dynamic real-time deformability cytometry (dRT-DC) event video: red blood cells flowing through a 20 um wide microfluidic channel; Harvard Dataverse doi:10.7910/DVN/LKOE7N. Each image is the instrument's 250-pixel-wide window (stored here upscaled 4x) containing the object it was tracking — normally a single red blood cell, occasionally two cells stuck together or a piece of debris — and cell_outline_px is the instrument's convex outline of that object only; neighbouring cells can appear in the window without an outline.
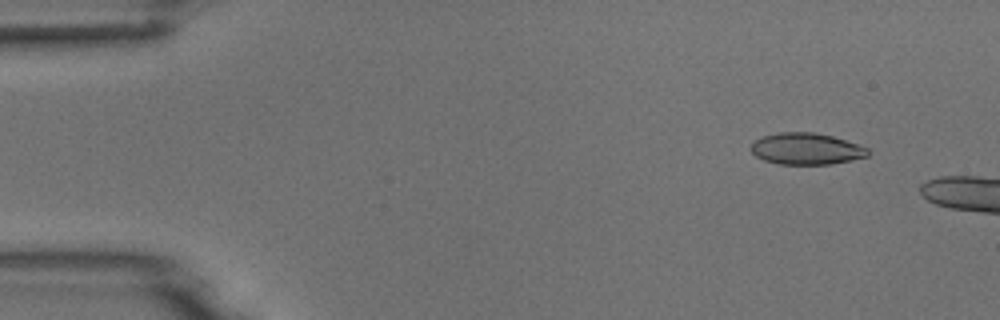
{"species": "common noctule bat (a hibernating species)", "species_latin": "Nyctalus noctula", "temperature_condition": "room temperature", "stored_images_in_passage": 3, "camera_frame_rate_fps": 3000, "um_per_image_px": 0.085, "animal": {"sex": "male", "body_mass_g": 18.8}, "frame": {"image": 1, "passage_image": 1, "time_ms": 0.0, "image_size_px": [1000, 320], "cell_outline_px": [[872, 152], [868, 156], [852, 160], [832, 164], [780, 164], [764, 160], [756, 156], [748, 148], [752, 140], [776, 132], [812, 132], [832, 136], [868, 148]], "centroid_in_image_um": [68.5, 12.64], "position_along_channel_um": 16.5, "area_um2": 21.68}}